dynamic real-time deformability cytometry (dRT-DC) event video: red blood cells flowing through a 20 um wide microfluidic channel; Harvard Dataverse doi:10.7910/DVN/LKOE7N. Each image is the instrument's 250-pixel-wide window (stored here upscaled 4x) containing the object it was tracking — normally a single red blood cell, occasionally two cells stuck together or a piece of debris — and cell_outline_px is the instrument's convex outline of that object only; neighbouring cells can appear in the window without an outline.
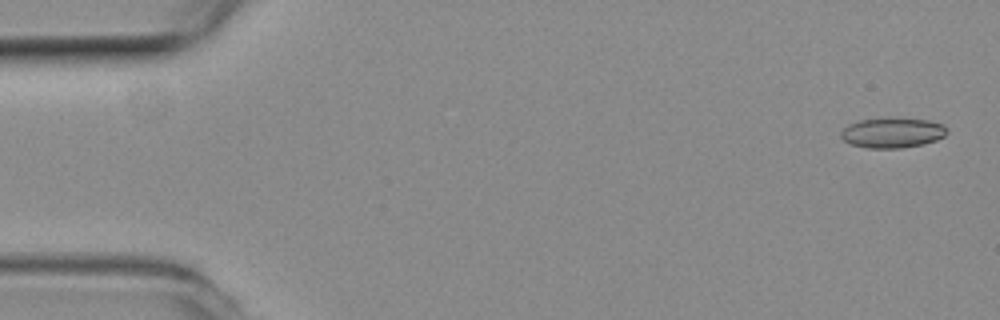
{"species": "common noctule bat (a hibernating species)", "species_latin": "Nyctalus noctula", "temperature_condition": "room temperature", "stored_images_in_passage": 53, "camera_frame_rate_fps": 3000, "um_per_image_px": 0.085, "animal": {"sex": "female", "body_mass_g": 19.3, "forearm_length_mm": 54.1}, "frame": {"image": 1, "passage_image": 2, "time_ms": 0.333, "image_size_px": [1000, 320], "cell_outline_px": [[948, 132], [944, 136], [936, 140], [924, 144], [900, 148], [868, 148], [852, 144], [844, 140], [840, 136], [840, 132], [848, 124], [860, 120], [928, 120], [944, 124]], "centroid_in_image_um": [75.86, 11.32], "position_along_channel_um": 9.1, "area_um2": 18.03}}
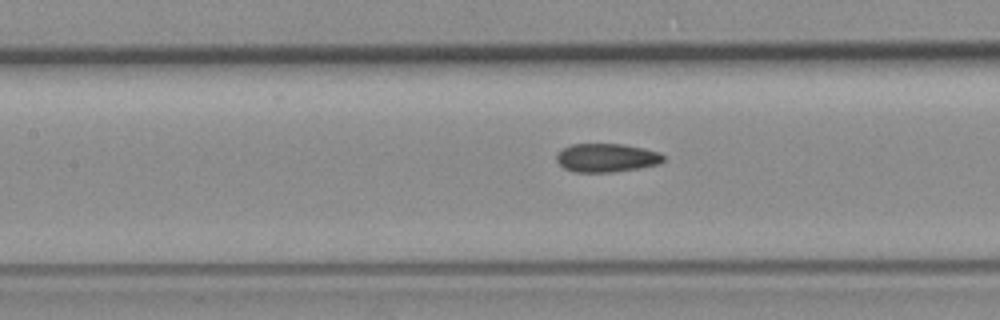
{"frame": {"image": 2, "passage_image": 24, "time_ms": 7.667, "image_size_px": [1000, 320], "cell_outline_px": [[664, 160], [660, 164], [640, 168], [612, 172], [576, 172], [564, 168], [556, 160], [556, 156], [564, 148], [572, 144], [620, 144], [644, 148], [660, 152], [664, 156]], "centroid_in_image_um": [51.59, 13.41], "position_along_channel_um": 155.8, "area_um2": 17.74}}
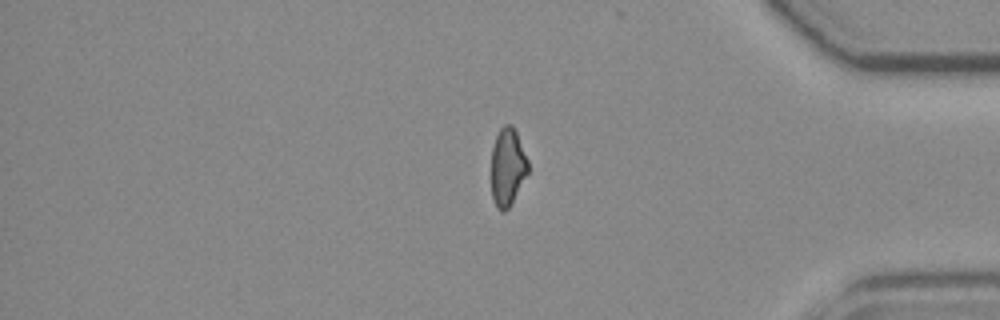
{"frame": {"image": 3, "passage_image": 45, "time_ms": 14.667, "image_size_px": [1000, 320], "cell_outline_px": [[528, 172], [508, 208], [504, 212], [500, 212], [496, 208], [492, 200], [492, 148], [496, 136], [500, 128], [504, 124], [512, 124], [516, 132], [528, 160]], "centroid_in_image_um": [43.13, 14.19], "position_along_channel_um": 392.1, "area_um2": 16.53}, "authors_computed_cell_mechanics": {"area_um2": 18.0336, "velocity_mm_per_s": 3.7797, "shape_relaxation_time_tau1_ms": null, "shape_relaxation_time_tau2_ms": 2.7991, "deformation_change_tau1": null, "deformation_change_tau2": 0.0871}}